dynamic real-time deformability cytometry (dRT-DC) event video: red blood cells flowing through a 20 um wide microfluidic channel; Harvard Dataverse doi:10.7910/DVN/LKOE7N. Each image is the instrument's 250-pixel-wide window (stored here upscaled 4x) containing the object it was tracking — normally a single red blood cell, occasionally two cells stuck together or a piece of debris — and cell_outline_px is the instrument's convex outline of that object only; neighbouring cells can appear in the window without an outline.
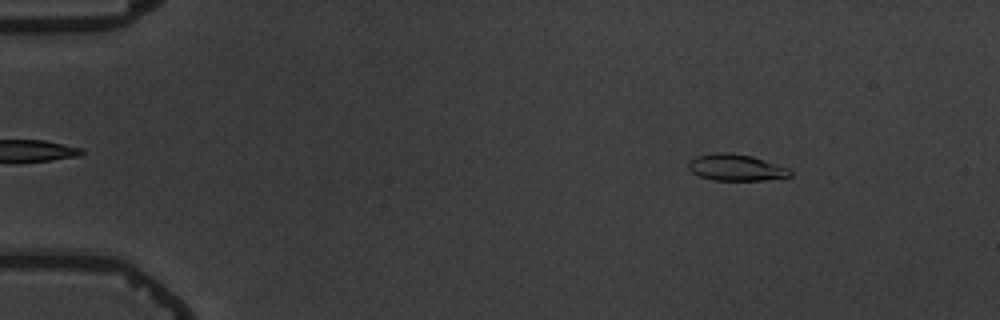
{"species": "common noctule bat (a hibernating species)", "species_latin": "Nyctalus noctula", "temperature_condition": "warm", "stored_images_in_passage": 5, "camera_frame_rate_fps": 3000, "um_per_image_px": 0.085, "animal": {"sex": "male", "body_mass_g": 19.5, "forearm_length_mm": 54.6}, "frame": {"image": 1, "passage_image": 2, "time_ms": 1.0, "image_size_px": [1000, 320], "cell_outline_px": [[792, 176], [784, 180], [712, 180], [700, 176], [692, 172], [688, 168], [688, 164], [696, 156], [716, 152], [728, 152], [752, 156], [788, 168], [792, 172]], "centroid_in_image_um": [62.63, 14.25], "position_along_channel_um": 22.4, "area_um2": 15.9}}